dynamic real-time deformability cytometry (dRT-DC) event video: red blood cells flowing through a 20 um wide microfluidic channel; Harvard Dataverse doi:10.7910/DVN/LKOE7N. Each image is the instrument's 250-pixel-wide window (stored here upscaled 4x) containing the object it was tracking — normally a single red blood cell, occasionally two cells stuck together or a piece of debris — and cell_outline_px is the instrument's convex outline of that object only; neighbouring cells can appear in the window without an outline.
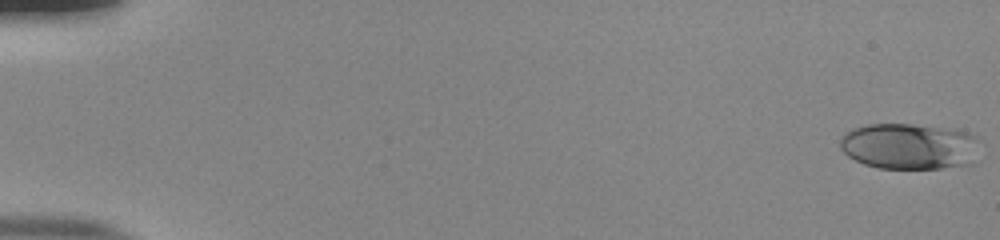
{"species": "human", "species_latin": "Homo sapiens", "temperature_condition": "room temperature", "stored_images_in_passage": 54, "camera_frame_rate_fps": 3000, "um_per_image_px": 0.085, "donor": {"sex": "male"}, "frame": {"image": 1, "passage_image": 1, "time_ms": 0.0, "image_size_px": [1000, 240], "cell_outline_px": [[980, 160], [976, 164], [940, 168], [880, 168], [864, 164], [848, 156], [840, 148], [840, 140], [852, 128], [868, 124], [912, 124], [956, 128], [968, 132], [976, 136]], "centroid_in_image_um": [77.39, 12.43], "position_along_channel_um": 7.6, "area_um2": 38.21}}
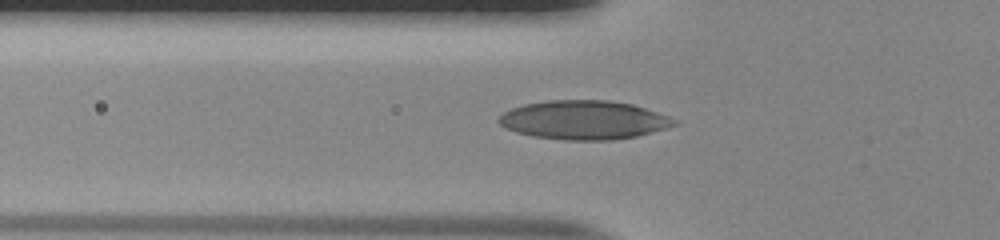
{"frame": {"image": 2, "passage_image": 20, "time_ms": 6.333, "image_size_px": [1000, 240], "cell_outline_px": [[680, 124], [668, 128], [636, 136], [612, 140], [564, 140], [532, 136], [516, 132], [500, 124], [496, 120], [504, 112], [512, 108], [524, 104], [548, 100], [608, 100], [632, 104], [668, 116], [676, 120]], "centroid_in_image_um": [49.64, 10.2], "position_along_channel_um": 76.2, "area_um2": 39.71}}
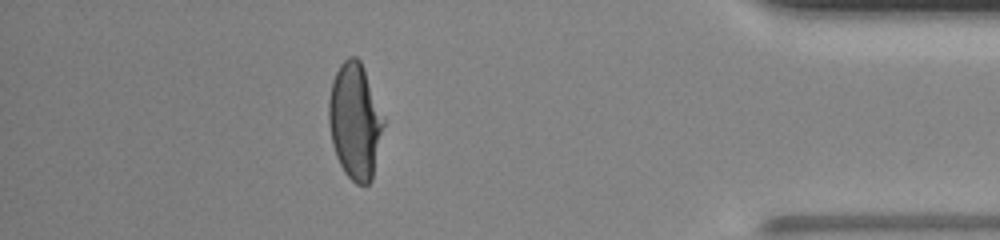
{"frame": {"image": 3, "passage_image": 48, "time_ms": 15.667, "image_size_px": [1000, 240], "cell_outline_px": [[384, 124], [372, 180], [368, 184], [356, 184], [344, 172], [336, 156], [332, 144], [328, 124], [328, 100], [332, 80], [340, 64], [348, 56], [356, 56], [360, 60], [364, 68], [384, 116]], "centroid_in_image_um": [30.16, 10.28], "position_along_channel_um": 405.0, "area_um2": 37.22}, "authors_computed_cell_mechanics": {"area_um2": 36.8186, "velocity_mm_per_s": 3.9067, "shape_relaxation_time_tau1_ms": 6.4314, "shape_relaxation_time_tau2_ms": null, "deformation_change_tau1": 0.2341, "deformation_change_tau2": null}}